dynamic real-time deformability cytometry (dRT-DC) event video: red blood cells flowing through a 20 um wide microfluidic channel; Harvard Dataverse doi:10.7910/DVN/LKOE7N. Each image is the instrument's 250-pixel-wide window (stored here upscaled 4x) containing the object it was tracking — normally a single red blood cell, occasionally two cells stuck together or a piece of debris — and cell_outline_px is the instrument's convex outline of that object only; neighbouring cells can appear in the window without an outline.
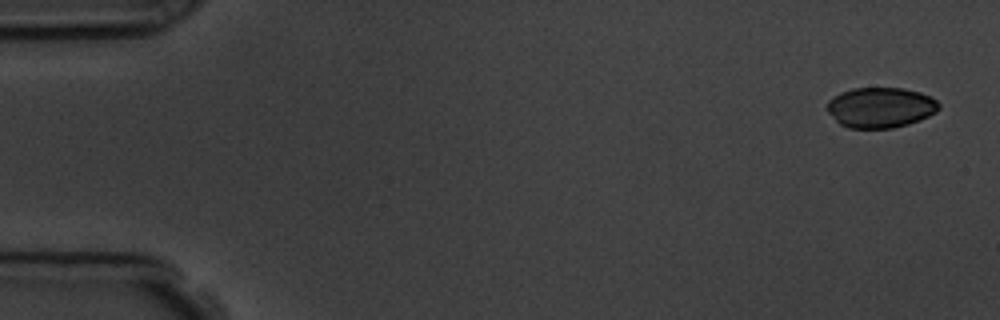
{"species": "common noctule bat (a hibernating species)", "species_latin": "Nyctalus noctula", "temperature_condition": "room temperature", "stored_images_in_passage": 4, "camera_frame_rate_fps": 3000, "um_per_image_px": 0.085, "animal": {"sex": "male", "body_mass_g": 19.5, "forearm_length_mm": 54.6}, "frame": {"image": 1, "passage_image": 1, "time_ms": 0.0, "image_size_px": [1000, 320], "cell_outline_px": [[940, 108], [936, 112], [920, 120], [908, 124], [892, 128], [848, 128], [840, 124], [828, 112], [828, 100], [840, 92], [852, 88], [904, 88], [920, 92], [936, 100], [940, 104]], "centroid_in_image_um": [74.85, 9.13], "position_along_channel_um": 10.2, "area_um2": 26.3}}
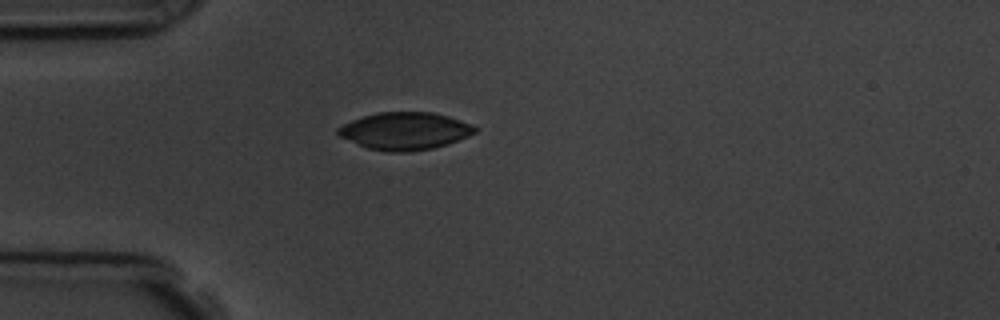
{"frame": {"image": 2, "passage_image": 4, "time_ms": 4.333, "image_size_px": [1000, 320], "cell_outline_px": [[476, 132], [468, 136], [448, 144], [432, 148], [408, 152], [384, 152], [368, 148], [340, 136], [336, 132], [336, 128], [352, 120], [376, 112], [432, 112], [448, 116], [472, 124], [476, 128]], "centroid_in_image_um": [34.42, 11.13], "position_along_channel_um": 50.6, "area_um2": 29.77}}